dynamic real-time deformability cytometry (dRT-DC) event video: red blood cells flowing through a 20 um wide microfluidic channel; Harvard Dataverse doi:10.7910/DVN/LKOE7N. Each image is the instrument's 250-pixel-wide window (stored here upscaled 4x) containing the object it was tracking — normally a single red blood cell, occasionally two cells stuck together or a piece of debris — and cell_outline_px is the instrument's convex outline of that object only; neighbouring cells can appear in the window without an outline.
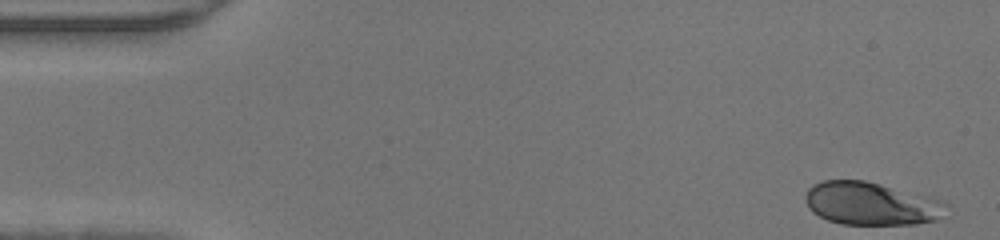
{"species": "human", "species_latin": "Homo sapiens", "temperature_condition": "warm", "stored_images_in_passage": 39, "camera_frame_rate_fps": 3000, "um_per_image_px": 0.085, "donor": {"sex": "male"}, "frame": {"image": 1, "passage_image": 1, "time_ms": 0.0, "image_size_px": [1000, 240], "cell_outline_px": [[952, 216], [936, 220], [916, 224], [840, 224], [828, 220], [812, 212], [808, 208], [804, 200], [804, 196], [808, 188], [812, 184], [824, 180], [864, 180], [932, 196], [944, 200], [948, 204]], "centroid_in_image_um": [74.15, 17.31], "position_along_channel_um": 10.8, "area_um2": 36.3}}
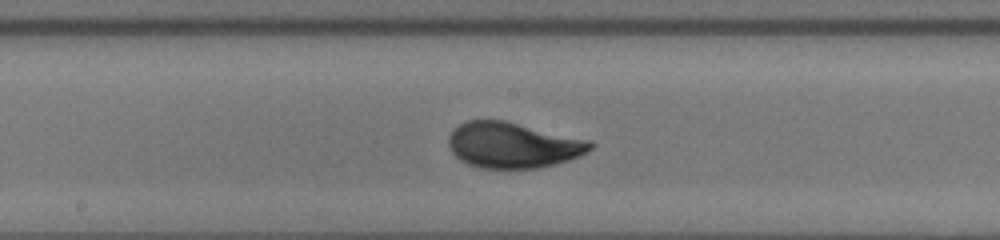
{"frame": {"image": 2, "passage_image": 23, "time_ms": 7.333, "image_size_px": [1000, 240], "cell_outline_px": [[596, 144], [592, 148], [580, 156], [556, 164], [540, 168], [480, 168], [468, 164], [460, 160], [452, 152], [448, 144], [448, 136], [464, 120], [504, 120], [592, 140]], "centroid_in_image_um": [43.63, 12.33], "position_along_channel_um": 204.6, "area_um2": 37.97}}
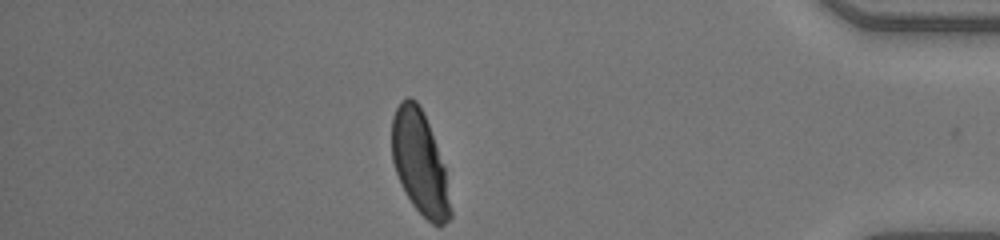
{"frame": {"image": 3, "passage_image": 39, "time_ms": 12.667, "image_size_px": [1000, 240], "cell_outline_px": [[452, 216], [444, 224], [432, 224], [412, 204], [396, 172], [392, 160], [392, 116], [400, 100], [408, 96], [416, 100], [420, 104], [424, 112], [444, 164], [452, 212]], "centroid_in_image_um": [35.68, 13.79], "position_along_channel_um": 399.5, "area_um2": 35.14}}